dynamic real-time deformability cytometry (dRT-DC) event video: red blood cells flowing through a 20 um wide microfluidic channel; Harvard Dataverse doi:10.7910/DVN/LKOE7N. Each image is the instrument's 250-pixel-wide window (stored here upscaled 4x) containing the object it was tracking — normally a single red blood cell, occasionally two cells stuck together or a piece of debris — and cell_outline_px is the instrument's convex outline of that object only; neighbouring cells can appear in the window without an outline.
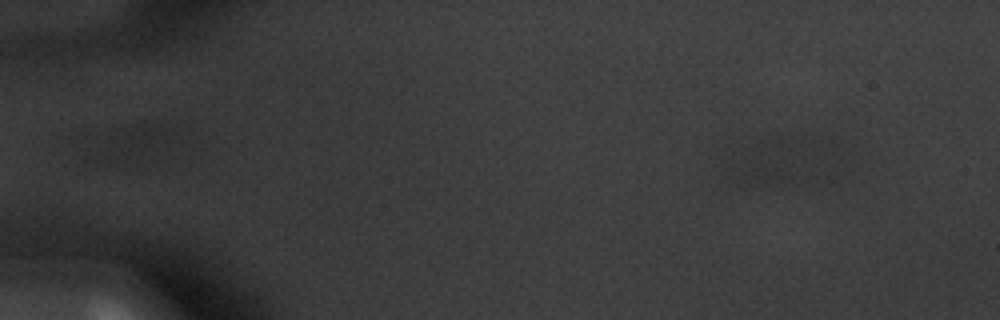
{"species": "common noctule bat (a hibernating species)", "species_latin": "Nyctalus noctula", "temperature_condition": "warm", "stored_images_in_passage": 20, "segment_of_instrument_passage": [1, 2], "camera_frame_rate_fps": 3000, "um_per_image_px": 0.085, "animal": {"sex": "male", "body_mass_g": 20.1, "forearm_length_mm": 53.5}, "frame": {"image": 1, "passage_image": 9, "time_ms": 2.667, "image_size_px": [1000, 320], "cell_outline_px": [[796, 176], [788, 180], [760, 184], [740, 184], [732, 180], [728, 176], [748, 148], [760, 140], [776, 132], [792, 140]], "centroid_in_image_um": [65.13, 13.76], "position_along_channel_um": 19.9, "area_um2": 17.46}}